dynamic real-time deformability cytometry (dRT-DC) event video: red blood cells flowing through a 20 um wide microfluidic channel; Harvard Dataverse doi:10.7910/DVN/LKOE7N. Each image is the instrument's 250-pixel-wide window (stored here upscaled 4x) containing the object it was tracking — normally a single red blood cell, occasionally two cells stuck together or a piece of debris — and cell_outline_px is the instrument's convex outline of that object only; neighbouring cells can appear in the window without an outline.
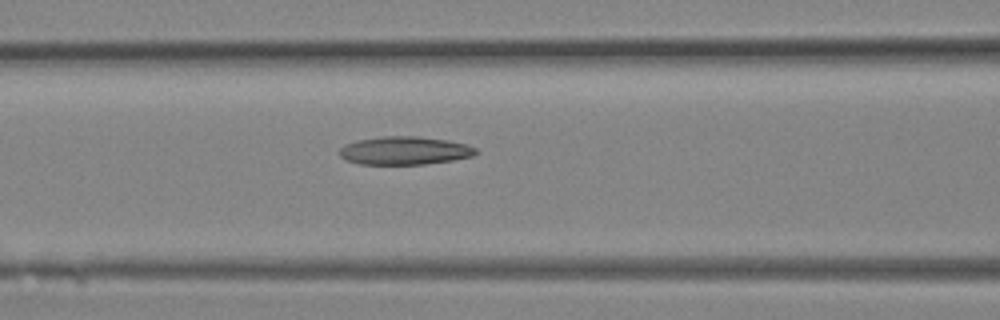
{"species": "Egyptian fruit bat (a non-hibernating species)", "species_latin": "Rousettus aegyptiacus", "temperature_condition": "room temperature", "stored_images_in_passage": 14, "camera_frame_rate_fps": 3000, "um_per_image_px": 0.085, "animal": {"sex": "female"}, "frame": {"image": 1, "passage_image": 12, "time_ms": 3.667, "image_size_px": [1000, 320], "cell_outline_px": [[480, 152], [472, 156], [452, 160], [424, 164], [360, 164], [344, 160], [340, 156], [340, 148], [344, 144], [360, 140], [384, 136], [416, 136], [448, 140], [468, 144], [476, 148]], "centroid_in_image_um": [34.41, 12.8], "position_along_channel_um": 132.2, "area_um2": 22.43}}
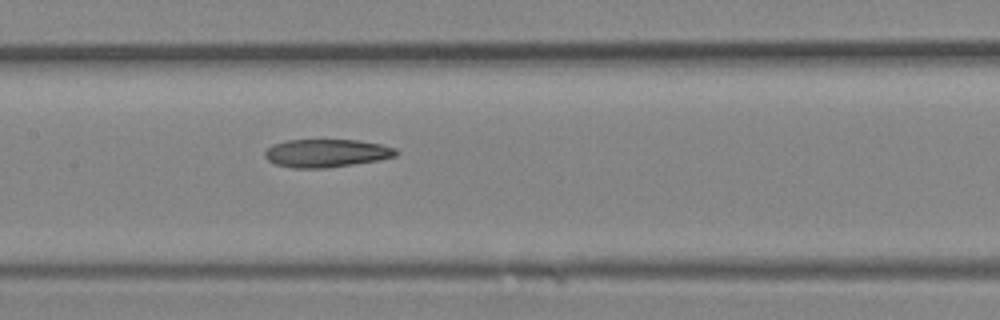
{"frame": {"image": 2, "passage_image": 14, "time_ms": 4.333, "image_size_px": [1000, 320], "cell_outline_px": [[400, 152], [396, 156], [380, 160], [324, 168], [292, 168], [276, 164], [268, 160], [264, 156], [264, 152], [272, 144], [288, 140], [356, 140], [380, 144], [396, 148]], "centroid_in_image_um": [27.75, 13.02], "position_along_channel_um": 179.6, "area_um2": 21.44}}